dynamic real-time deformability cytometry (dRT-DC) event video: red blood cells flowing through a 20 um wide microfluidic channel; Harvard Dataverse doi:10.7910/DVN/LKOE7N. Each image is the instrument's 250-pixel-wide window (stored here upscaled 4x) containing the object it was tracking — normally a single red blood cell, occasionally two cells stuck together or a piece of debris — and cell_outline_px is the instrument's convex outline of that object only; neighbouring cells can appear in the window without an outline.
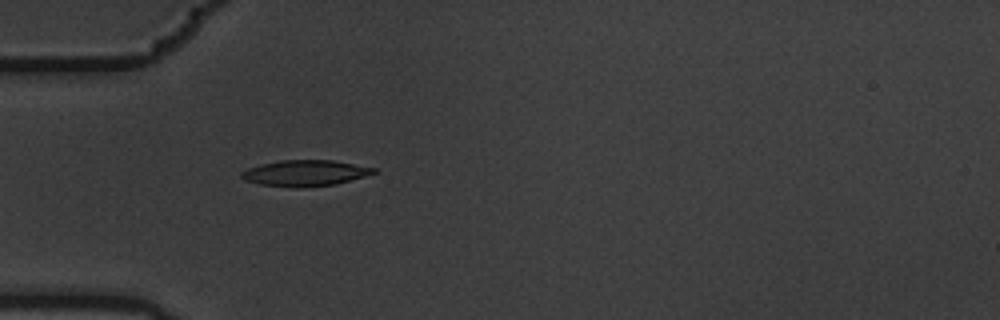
{"species": "common noctule bat (a hibernating species)", "species_latin": "Nyctalus noctula", "temperature_condition": "warm", "stored_images_in_passage": 6, "camera_frame_rate_fps": 3000, "um_per_image_px": 0.085, "animal": {"sex": "male", "body_mass_g": 19.5, "forearm_length_mm": 54.6}, "frame": {"image": 1, "passage_image": 6, "time_ms": 1.667, "image_size_px": [1000, 320], "cell_outline_px": [[376, 172], [364, 176], [336, 184], [300, 188], [260, 184], [244, 180], [240, 176], [240, 172], [248, 168], [260, 164], [280, 160], [332, 160], [376, 168]], "centroid_in_image_um": [25.89, 14.71], "position_along_channel_um": 59.1, "area_um2": 19.94}}